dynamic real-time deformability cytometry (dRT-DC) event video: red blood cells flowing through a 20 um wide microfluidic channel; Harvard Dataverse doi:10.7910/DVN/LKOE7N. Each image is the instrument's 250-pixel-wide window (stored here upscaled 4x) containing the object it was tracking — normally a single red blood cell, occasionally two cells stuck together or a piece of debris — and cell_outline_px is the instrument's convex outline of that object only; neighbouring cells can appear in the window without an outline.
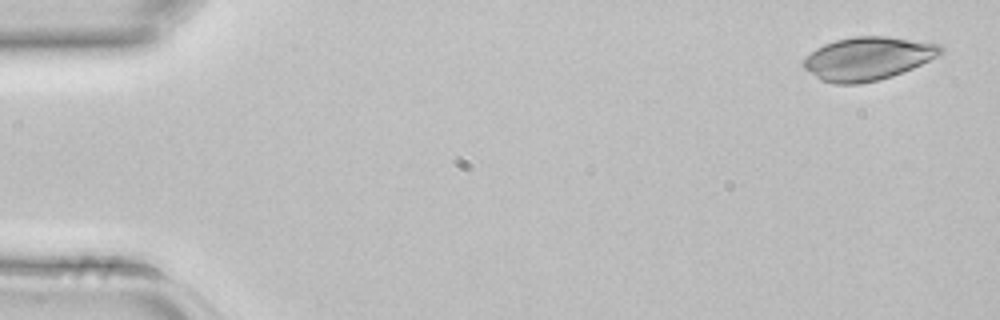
{"species": "common noctule bat (a hibernating species)", "species_latin": "Nyctalus noctula", "temperature_condition": "room temperature", "stored_images_in_passage": 4, "segment_of_instrument_passage": [2, 2], "camera_frame_rate_fps": 3000, "um_per_image_px": 0.085, "animal": {"sex": "female", "body_mass_g": 22.7, "forearm_length_mm": 54.2}, "frame": {"image": 1, "passage_image": 4, "time_ms": 1.0, "image_size_px": [1000, 320], "cell_outline_px": [[944, 52], [940, 56], [912, 68], [892, 76], [880, 80], [860, 84], [836, 84], [820, 80], [804, 68], [800, 64], [816, 48], [824, 44], [836, 40], [856, 36], [884, 36], [940, 44], [944, 48]], "centroid_in_image_um": [73.78, 4.98], "position_along_channel_um": 11.2, "area_um2": 34.56}}